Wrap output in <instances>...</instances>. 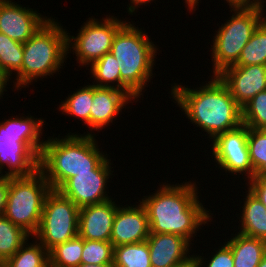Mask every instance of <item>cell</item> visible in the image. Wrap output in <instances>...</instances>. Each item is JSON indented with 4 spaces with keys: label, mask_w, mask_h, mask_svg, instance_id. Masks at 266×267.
<instances>
[{
    "label": "cell",
    "mask_w": 266,
    "mask_h": 267,
    "mask_svg": "<svg viewBox=\"0 0 266 267\" xmlns=\"http://www.w3.org/2000/svg\"><path fill=\"white\" fill-rule=\"evenodd\" d=\"M250 160L256 175H266V129L248 128Z\"/></svg>",
    "instance_id": "f1b7e54d"
},
{
    "label": "cell",
    "mask_w": 266,
    "mask_h": 267,
    "mask_svg": "<svg viewBox=\"0 0 266 267\" xmlns=\"http://www.w3.org/2000/svg\"><path fill=\"white\" fill-rule=\"evenodd\" d=\"M88 19L80 27L76 37L67 32V54L73 49L77 62L83 67L87 65L89 67L94 61L111 51L117 31L126 23V20L123 21L112 15L102 17V21L92 16Z\"/></svg>",
    "instance_id": "30bf717a"
},
{
    "label": "cell",
    "mask_w": 266,
    "mask_h": 267,
    "mask_svg": "<svg viewBox=\"0 0 266 267\" xmlns=\"http://www.w3.org/2000/svg\"><path fill=\"white\" fill-rule=\"evenodd\" d=\"M152 267H178L194 264L191 243L184 237L168 233H150L147 238Z\"/></svg>",
    "instance_id": "2e32d148"
},
{
    "label": "cell",
    "mask_w": 266,
    "mask_h": 267,
    "mask_svg": "<svg viewBox=\"0 0 266 267\" xmlns=\"http://www.w3.org/2000/svg\"><path fill=\"white\" fill-rule=\"evenodd\" d=\"M113 267H152L147 241L114 247Z\"/></svg>",
    "instance_id": "d4e9b609"
},
{
    "label": "cell",
    "mask_w": 266,
    "mask_h": 267,
    "mask_svg": "<svg viewBox=\"0 0 266 267\" xmlns=\"http://www.w3.org/2000/svg\"><path fill=\"white\" fill-rule=\"evenodd\" d=\"M242 123L248 128L266 129V90L242 107Z\"/></svg>",
    "instance_id": "f546056e"
},
{
    "label": "cell",
    "mask_w": 266,
    "mask_h": 267,
    "mask_svg": "<svg viewBox=\"0 0 266 267\" xmlns=\"http://www.w3.org/2000/svg\"><path fill=\"white\" fill-rule=\"evenodd\" d=\"M242 108L254 96L266 90V66H229L217 74Z\"/></svg>",
    "instance_id": "5bb4252c"
},
{
    "label": "cell",
    "mask_w": 266,
    "mask_h": 267,
    "mask_svg": "<svg viewBox=\"0 0 266 267\" xmlns=\"http://www.w3.org/2000/svg\"><path fill=\"white\" fill-rule=\"evenodd\" d=\"M95 133H68L65 138L48 137L39 156V170L52 190H58L77 173L96 170L108 154L98 148Z\"/></svg>",
    "instance_id": "3957f363"
},
{
    "label": "cell",
    "mask_w": 266,
    "mask_h": 267,
    "mask_svg": "<svg viewBox=\"0 0 266 267\" xmlns=\"http://www.w3.org/2000/svg\"><path fill=\"white\" fill-rule=\"evenodd\" d=\"M264 0H259V4L261 5L262 8H264ZM266 3V2H265ZM263 21L266 23V16L263 17Z\"/></svg>",
    "instance_id": "60d3db41"
},
{
    "label": "cell",
    "mask_w": 266,
    "mask_h": 267,
    "mask_svg": "<svg viewBox=\"0 0 266 267\" xmlns=\"http://www.w3.org/2000/svg\"><path fill=\"white\" fill-rule=\"evenodd\" d=\"M10 80L11 79L0 72V99L3 97L2 95H4V91H7L6 86L9 84Z\"/></svg>",
    "instance_id": "d590c367"
},
{
    "label": "cell",
    "mask_w": 266,
    "mask_h": 267,
    "mask_svg": "<svg viewBox=\"0 0 266 267\" xmlns=\"http://www.w3.org/2000/svg\"><path fill=\"white\" fill-rule=\"evenodd\" d=\"M80 208L58 190L47 195L37 232L32 236L48 251L78 235Z\"/></svg>",
    "instance_id": "9c48e42d"
},
{
    "label": "cell",
    "mask_w": 266,
    "mask_h": 267,
    "mask_svg": "<svg viewBox=\"0 0 266 267\" xmlns=\"http://www.w3.org/2000/svg\"><path fill=\"white\" fill-rule=\"evenodd\" d=\"M35 240L30 244L27 240L5 262L4 267H49V251L37 239Z\"/></svg>",
    "instance_id": "cb8c5ba5"
},
{
    "label": "cell",
    "mask_w": 266,
    "mask_h": 267,
    "mask_svg": "<svg viewBox=\"0 0 266 267\" xmlns=\"http://www.w3.org/2000/svg\"><path fill=\"white\" fill-rule=\"evenodd\" d=\"M223 244L224 245H222L221 247L219 246L217 250H215L214 248V251L216 253H212L214 255L209 256L211 258H209L210 260L208 261V258H204V256H195L193 254L194 267H234L231 248L226 243Z\"/></svg>",
    "instance_id": "1f68e13d"
},
{
    "label": "cell",
    "mask_w": 266,
    "mask_h": 267,
    "mask_svg": "<svg viewBox=\"0 0 266 267\" xmlns=\"http://www.w3.org/2000/svg\"><path fill=\"white\" fill-rule=\"evenodd\" d=\"M110 199L80 208L78 235L83 239L110 241L116 210L119 205Z\"/></svg>",
    "instance_id": "e0dca14e"
},
{
    "label": "cell",
    "mask_w": 266,
    "mask_h": 267,
    "mask_svg": "<svg viewBox=\"0 0 266 267\" xmlns=\"http://www.w3.org/2000/svg\"><path fill=\"white\" fill-rule=\"evenodd\" d=\"M236 234H231L229 241H225L231 248L234 267H258L266 255V241L237 232Z\"/></svg>",
    "instance_id": "ffe728a7"
},
{
    "label": "cell",
    "mask_w": 266,
    "mask_h": 267,
    "mask_svg": "<svg viewBox=\"0 0 266 267\" xmlns=\"http://www.w3.org/2000/svg\"><path fill=\"white\" fill-rule=\"evenodd\" d=\"M173 85L171 98L174 103L185 112L192 124L207 132V138L214 140L218 135L243 124L242 108L217 75H212L208 83L195 89L175 82Z\"/></svg>",
    "instance_id": "7a4b0ae2"
},
{
    "label": "cell",
    "mask_w": 266,
    "mask_h": 267,
    "mask_svg": "<svg viewBox=\"0 0 266 267\" xmlns=\"http://www.w3.org/2000/svg\"><path fill=\"white\" fill-rule=\"evenodd\" d=\"M9 192V176H0V216L4 214Z\"/></svg>",
    "instance_id": "836d02e7"
},
{
    "label": "cell",
    "mask_w": 266,
    "mask_h": 267,
    "mask_svg": "<svg viewBox=\"0 0 266 267\" xmlns=\"http://www.w3.org/2000/svg\"><path fill=\"white\" fill-rule=\"evenodd\" d=\"M144 33L142 28L127 20L117 31L110 51L120 68V90L133 101L143 96V90L153 77V66H156L157 44L155 46Z\"/></svg>",
    "instance_id": "277c9868"
},
{
    "label": "cell",
    "mask_w": 266,
    "mask_h": 267,
    "mask_svg": "<svg viewBox=\"0 0 266 267\" xmlns=\"http://www.w3.org/2000/svg\"><path fill=\"white\" fill-rule=\"evenodd\" d=\"M0 122L1 176H30L39 169V156L45 144L42 138L44 120L29 116H10ZM6 167L8 168H5ZM8 171H4L3 169Z\"/></svg>",
    "instance_id": "5b68a950"
},
{
    "label": "cell",
    "mask_w": 266,
    "mask_h": 267,
    "mask_svg": "<svg viewBox=\"0 0 266 267\" xmlns=\"http://www.w3.org/2000/svg\"><path fill=\"white\" fill-rule=\"evenodd\" d=\"M151 1L154 0H130L129 6L127 7V12L130 15H133V13L135 14L136 9L138 10V8H140L141 5H145V4H151Z\"/></svg>",
    "instance_id": "e575fe53"
},
{
    "label": "cell",
    "mask_w": 266,
    "mask_h": 267,
    "mask_svg": "<svg viewBox=\"0 0 266 267\" xmlns=\"http://www.w3.org/2000/svg\"><path fill=\"white\" fill-rule=\"evenodd\" d=\"M67 55V31L51 18L23 43L22 87L29 88L40 77H52L63 69Z\"/></svg>",
    "instance_id": "8992f818"
},
{
    "label": "cell",
    "mask_w": 266,
    "mask_h": 267,
    "mask_svg": "<svg viewBox=\"0 0 266 267\" xmlns=\"http://www.w3.org/2000/svg\"><path fill=\"white\" fill-rule=\"evenodd\" d=\"M22 61L23 43L0 33V72L9 79H11L13 72L14 75L16 74V82L13 81V84H15L14 88L17 91L22 88Z\"/></svg>",
    "instance_id": "44dd1931"
},
{
    "label": "cell",
    "mask_w": 266,
    "mask_h": 267,
    "mask_svg": "<svg viewBox=\"0 0 266 267\" xmlns=\"http://www.w3.org/2000/svg\"><path fill=\"white\" fill-rule=\"evenodd\" d=\"M199 0H185V4L186 6L188 7L187 10H189V12H195L196 10V6L198 5V2Z\"/></svg>",
    "instance_id": "8d00e7d4"
},
{
    "label": "cell",
    "mask_w": 266,
    "mask_h": 267,
    "mask_svg": "<svg viewBox=\"0 0 266 267\" xmlns=\"http://www.w3.org/2000/svg\"><path fill=\"white\" fill-rule=\"evenodd\" d=\"M228 5L234 13L215 31L210 49L213 75L237 63L242 49L265 15L259 2Z\"/></svg>",
    "instance_id": "52a82bcc"
},
{
    "label": "cell",
    "mask_w": 266,
    "mask_h": 267,
    "mask_svg": "<svg viewBox=\"0 0 266 267\" xmlns=\"http://www.w3.org/2000/svg\"><path fill=\"white\" fill-rule=\"evenodd\" d=\"M5 1H12V0H0V2H5Z\"/></svg>",
    "instance_id": "ee69618b"
},
{
    "label": "cell",
    "mask_w": 266,
    "mask_h": 267,
    "mask_svg": "<svg viewBox=\"0 0 266 267\" xmlns=\"http://www.w3.org/2000/svg\"><path fill=\"white\" fill-rule=\"evenodd\" d=\"M258 267H266V255L262 258V260L259 263Z\"/></svg>",
    "instance_id": "ab89813d"
},
{
    "label": "cell",
    "mask_w": 266,
    "mask_h": 267,
    "mask_svg": "<svg viewBox=\"0 0 266 267\" xmlns=\"http://www.w3.org/2000/svg\"><path fill=\"white\" fill-rule=\"evenodd\" d=\"M114 247L110 241L83 239L81 263L113 264Z\"/></svg>",
    "instance_id": "4dcf8cb0"
},
{
    "label": "cell",
    "mask_w": 266,
    "mask_h": 267,
    "mask_svg": "<svg viewBox=\"0 0 266 267\" xmlns=\"http://www.w3.org/2000/svg\"><path fill=\"white\" fill-rule=\"evenodd\" d=\"M77 267H113V264H85V263H81Z\"/></svg>",
    "instance_id": "74e56055"
},
{
    "label": "cell",
    "mask_w": 266,
    "mask_h": 267,
    "mask_svg": "<svg viewBox=\"0 0 266 267\" xmlns=\"http://www.w3.org/2000/svg\"><path fill=\"white\" fill-rule=\"evenodd\" d=\"M83 238L79 235L49 251V267H77L81 264Z\"/></svg>",
    "instance_id": "83f0119b"
},
{
    "label": "cell",
    "mask_w": 266,
    "mask_h": 267,
    "mask_svg": "<svg viewBox=\"0 0 266 267\" xmlns=\"http://www.w3.org/2000/svg\"><path fill=\"white\" fill-rule=\"evenodd\" d=\"M50 19L16 2H0V33L20 43H25Z\"/></svg>",
    "instance_id": "4fadbf2b"
},
{
    "label": "cell",
    "mask_w": 266,
    "mask_h": 267,
    "mask_svg": "<svg viewBox=\"0 0 266 267\" xmlns=\"http://www.w3.org/2000/svg\"><path fill=\"white\" fill-rule=\"evenodd\" d=\"M178 267H194V264H182Z\"/></svg>",
    "instance_id": "b9f144b4"
},
{
    "label": "cell",
    "mask_w": 266,
    "mask_h": 267,
    "mask_svg": "<svg viewBox=\"0 0 266 267\" xmlns=\"http://www.w3.org/2000/svg\"><path fill=\"white\" fill-rule=\"evenodd\" d=\"M111 159H106L96 170L77 173L69 178L58 191L66 198L71 199L78 208L106 202L109 196L108 179L114 171H111ZM108 193V194H107Z\"/></svg>",
    "instance_id": "7c38bea8"
},
{
    "label": "cell",
    "mask_w": 266,
    "mask_h": 267,
    "mask_svg": "<svg viewBox=\"0 0 266 267\" xmlns=\"http://www.w3.org/2000/svg\"><path fill=\"white\" fill-rule=\"evenodd\" d=\"M245 185L266 207V175H256L246 182Z\"/></svg>",
    "instance_id": "d6a6232c"
},
{
    "label": "cell",
    "mask_w": 266,
    "mask_h": 267,
    "mask_svg": "<svg viewBox=\"0 0 266 267\" xmlns=\"http://www.w3.org/2000/svg\"><path fill=\"white\" fill-rule=\"evenodd\" d=\"M245 193L246 198L243 199L244 203L241 206L242 216L238 218L241 223L238 233L266 241V207L249 189Z\"/></svg>",
    "instance_id": "d6986e66"
},
{
    "label": "cell",
    "mask_w": 266,
    "mask_h": 267,
    "mask_svg": "<svg viewBox=\"0 0 266 267\" xmlns=\"http://www.w3.org/2000/svg\"><path fill=\"white\" fill-rule=\"evenodd\" d=\"M248 127L241 124L239 127L218 135L212 142V159L225 173L246 175V181L254 177V170L250 160ZM240 173V174H239ZM248 178V180H247Z\"/></svg>",
    "instance_id": "8fae6325"
},
{
    "label": "cell",
    "mask_w": 266,
    "mask_h": 267,
    "mask_svg": "<svg viewBox=\"0 0 266 267\" xmlns=\"http://www.w3.org/2000/svg\"><path fill=\"white\" fill-rule=\"evenodd\" d=\"M266 66V23L262 21L242 49L239 59L232 66Z\"/></svg>",
    "instance_id": "4316f807"
},
{
    "label": "cell",
    "mask_w": 266,
    "mask_h": 267,
    "mask_svg": "<svg viewBox=\"0 0 266 267\" xmlns=\"http://www.w3.org/2000/svg\"><path fill=\"white\" fill-rule=\"evenodd\" d=\"M5 262L0 259V267H4Z\"/></svg>",
    "instance_id": "7bdbcfd3"
},
{
    "label": "cell",
    "mask_w": 266,
    "mask_h": 267,
    "mask_svg": "<svg viewBox=\"0 0 266 267\" xmlns=\"http://www.w3.org/2000/svg\"><path fill=\"white\" fill-rule=\"evenodd\" d=\"M149 235L150 226L144 205L141 202L133 206L119 204L110 237L113 247L140 243L146 241Z\"/></svg>",
    "instance_id": "9a60e30c"
},
{
    "label": "cell",
    "mask_w": 266,
    "mask_h": 267,
    "mask_svg": "<svg viewBox=\"0 0 266 267\" xmlns=\"http://www.w3.org/2000/svg\"><path fill=\"white\" fill-rule=\"evenodd\" d=\"M31 235L20 226L13 224L4 215L0 216V259L6 262Z\"/></svg>",
    "instance_id": "603a6c76"
},
{
    "label": "cell",
    "mask_w": 266,
    "mask_h": 267,
    "mask_svg": "<svg viewBox=\"0 0 266 267\" xmlns=\"http://www.w3.org/2000/svg\"><path fill=\"white\" fill-rule=\"evenodd\" d=\"M180 184H159L155 193L143 196L139 202L147 211L150 233L180 235L193 244L192 237L202 224L212 222L213 213L200 202L196 181Z\"/></svg>",
    "instance_id": "6da1fadb"
},
{
    "label": "cell",
    "mask_w": 266,
    "mask_h": 267,
    "mask_svg": "<svg viewBox=\"0 0 266 267\" xmlns=\"http://www.w3.org/2000/svg\"><path fill=\"white\" fill-rule=\"evenodd\" d=\"M225 1V0H224ZM228 4L255 3V0H226Z\"/></svg>",
    "instance_id": "f35d334b"
},
{
    "label": "cell",
    "mask_w": 266,
    "mask_h": 267,
    "mask_svg": "<svg viewBox=\"0 0 266 267\" xmlns=\"http://www.w3.org/2000/svg\"><path fill=\"white\" fill-rule=\"evenodd\" d=\"M117 62L111 52L94 61L89 71L94 80L92 85L120 90V68Z\"/></svg>",
    "instance_id": "484cf974"
},
{
    "label": "cell",
    "mask_w": 266,
    "mask_h": 267,
    "mask_svg": "<svg viewBox=\"0 0 266 267\" xmlns=\"http://www.w3.org/2000/svg\"><path fill=\"white\" fill-rule=\"evenodd\" d=\"M51 190L39 169L30 176L9 177L3 215L33 236L39 228L45 199Z\"/></svg>",
    "instance_id": "ba28073f"
},
{
    "label": "cell",
    "mask_w": 266,
    "mask_h": 267,
    "mask_svg": "<svg viewBox=\"0 0 266 267\" xmlns=\"http://www.w3.org/2000/svg\"><path fill=\"white\" fill-rule=\"evenodd\" d=\"M94 85L92 83L87 86L77 89L73 94L71 93L64 101L61 100L59 105V112L62 114L77 117L81 119L85 125L90 129V110L93 104Z\"/></svg>",
    "instance_id": "7402d4cb"
},
{
    "label": "cell",
    "mask_w": 266,
    "mask_h": 267,
    "mask_svg": "<svg viewBox=\"0 0 266 267\" xmlns=\"http://www.w3.org/2000/svg\"><path fill=\"white\" fill-rule=\"evenodd\" d=\"M132 98L123 90L112 87H99L94 85L93 104L90 110V133L93 130L100 131L113 123V120L126 109L128 103H132ZM131 101V102H130Z\"/></svg>",
    "instance_id": "ac0fdd59"
}]
</instances>
